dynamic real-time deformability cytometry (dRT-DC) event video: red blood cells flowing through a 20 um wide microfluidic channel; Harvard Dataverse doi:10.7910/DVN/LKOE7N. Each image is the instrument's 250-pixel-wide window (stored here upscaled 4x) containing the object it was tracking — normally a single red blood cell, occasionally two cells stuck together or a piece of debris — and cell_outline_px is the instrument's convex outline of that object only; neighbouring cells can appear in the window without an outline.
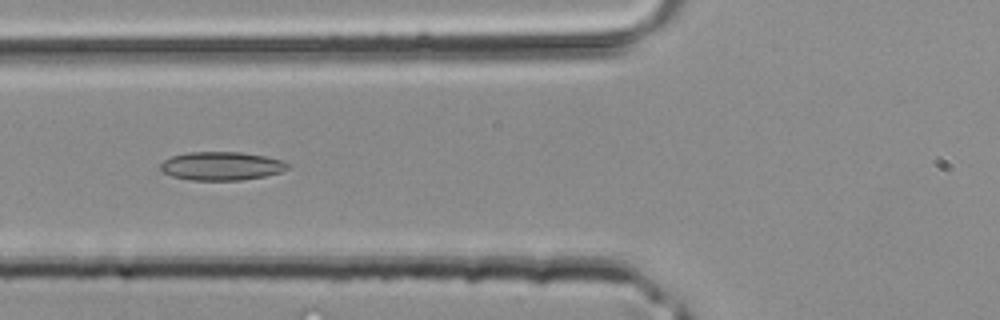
{"species": "common noctule bat (a hibernating species)", "species_latin": "Nyctalus noctula", "temperature_condition": "room temperature", "stored_images_in_passage": 31, "camera_frame_rate_fps": 3000, "um_per_image_px": 0.085, "animal": {"sex": "male", "body_mass_g": 20.4}, "frame": {"image": 1, "passage_image": 9, "time_ms": 2.667, "image_size_px": [1000, 320], "cell_outline_px": [[292, 164], [288, 168], [280, 172], [264, 176], [240, 180], [192, 180], [172, 176], [160, 172], [160, 164], [164, 160], [172, 156], [188, 152], [240, 152], [264, 156], [280, 160]], "centroid_in_image_um": [18.8, 14.11], "position_along_channel_um": 107.0, "area_um2": 21.1}}
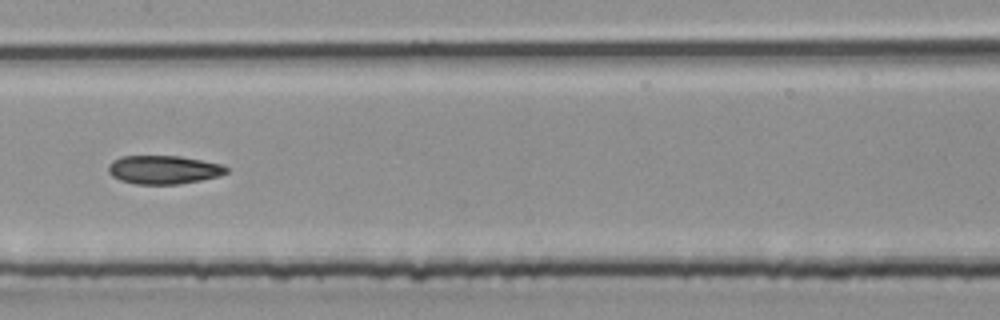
{"frame": {"image": 2, "passage_image": 14, "time_ms": 4.333, "image_size_px": [1000, 320], "cell_outline_px": [[228, 172], [220, 176], [200, 180], [176, 184], [136, 184], [120, 180], [112, 176], [108, 172], [108, 164], [112, 160], [120, 156], [180, 156], [220, 164], [228, 168]], "centroid_in_image_um": [13.87, 14.42], "position_along_channel_um": 193.5, "area_um2": 19.59}}
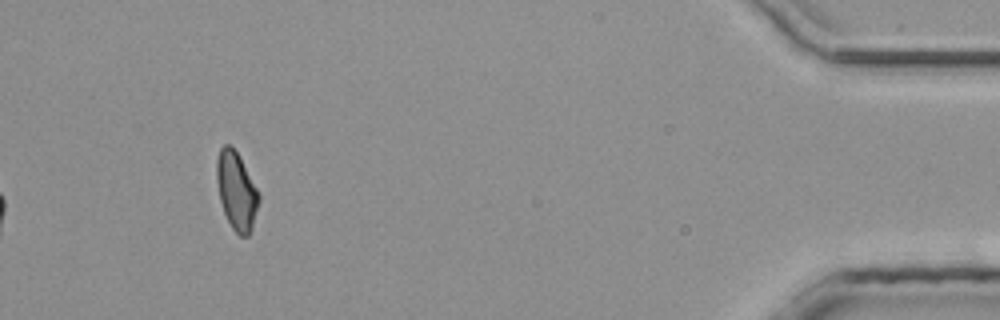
{"frame": {"image": 3, "passage_image": 31, "time_ms": 10.0, "image_size_px": [1000, 320], "cell_outline_px": [[260, 200], [252, 228], [248, 236], [240, 236], [232, 228], [224, 212], [220, 200], [216, 180], [216, 160], [220, 148], [224, 144], [228, 144], [240, 156], [260, 196]], "centroid_in_image_um": [20.09, 16.22], "position_along_channel_um": 415.1, "area_um2": 19.02}}